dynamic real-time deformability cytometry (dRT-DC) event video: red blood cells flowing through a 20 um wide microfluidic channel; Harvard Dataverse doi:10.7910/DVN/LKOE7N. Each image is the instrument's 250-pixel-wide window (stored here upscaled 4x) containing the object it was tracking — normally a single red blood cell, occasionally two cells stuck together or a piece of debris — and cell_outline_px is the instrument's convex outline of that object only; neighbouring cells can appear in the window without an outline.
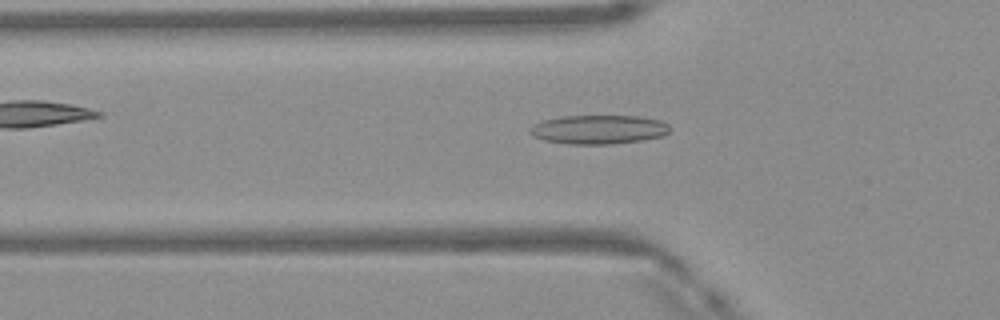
{"species": "Egyptian fruit bat (a non-hibernating species)", "species_latin": "Rousettus aegyptiacus", "temperature_condition": "warm", "stored_images_in_passage": 49, "camera_frame_rate_fps": 3000, "um_per_image_px": 0.085, "frame": {"image": 1, "passage_image": 17, "time_ms": 5.333, "image_size_px": [1000, 320], "cell_outline_px": [[668, 132], [664, 136], [640, 140], [608, 144], [568, 144], [544, 140], [532, 136], [528, 132], [528, 128], [532, 124], [544, 120], [560, 116], [636, 116], [660, 120], [668, 124]], "centroid_in_image_um": [50.82, 11.0], "position_along_channel_um": 75.0, "area_um2": 23.64}}
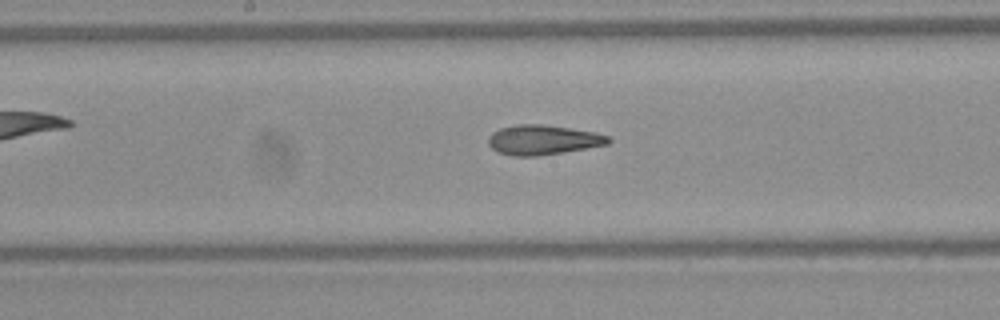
{"frame": {"image": 2, "passage_image": 26, "time_ms": 8.333, "image_size_px": [1000, 320], "cell_outline_px": [[612, 140], [608, 144], [564, 152], [536, 156], [512, 156], [496, 152], [488, 144], [488, 136], [492, 132], [500, 128], [516, 124], [540, 124], [596, 132], [608, 136]], "centroid_in_image_um": [46.11, 11.89], "position_along_channel_um": 202.1, "area_um2": 20.87}}
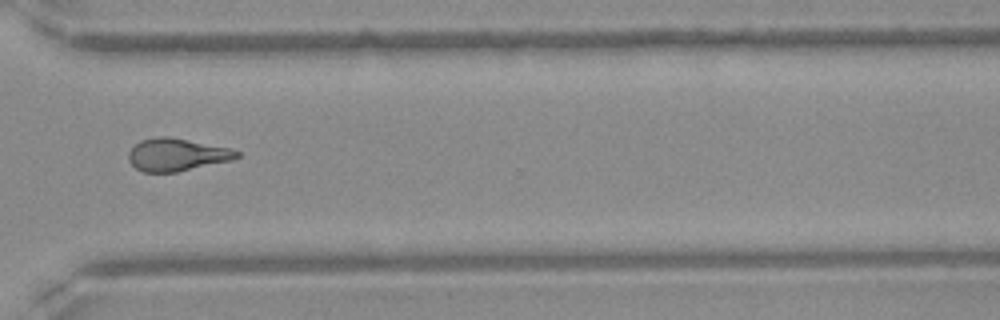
{"frame": {"image": 3, "passage_image": 37, "time_ms": 12.0, "image_size_px": [1000, 320], "cell_outline_px": [[240, 156], [232, 160], [176, 172], [144, 172], [136, 168], [128, 160], [128, 152], [140, 140], [156, 136], [168, 136], [232, 148], [240, 152]], "centroid_in_image_um": [15.04, 13.14], "position_along_channel_um": 355.6, "area_um2": 20.63}, "authors_computed_cell_mechanics": {"area_um2": 21.2126, "velocity_mm_per_s": 4.192, "shape_relaxation_time_tau1_ms": null, "shape_relaxation_time_tau2_ms": 1.7707, "deformation_change_tau1": null, "deformation_change_tau2": 0.1155}}